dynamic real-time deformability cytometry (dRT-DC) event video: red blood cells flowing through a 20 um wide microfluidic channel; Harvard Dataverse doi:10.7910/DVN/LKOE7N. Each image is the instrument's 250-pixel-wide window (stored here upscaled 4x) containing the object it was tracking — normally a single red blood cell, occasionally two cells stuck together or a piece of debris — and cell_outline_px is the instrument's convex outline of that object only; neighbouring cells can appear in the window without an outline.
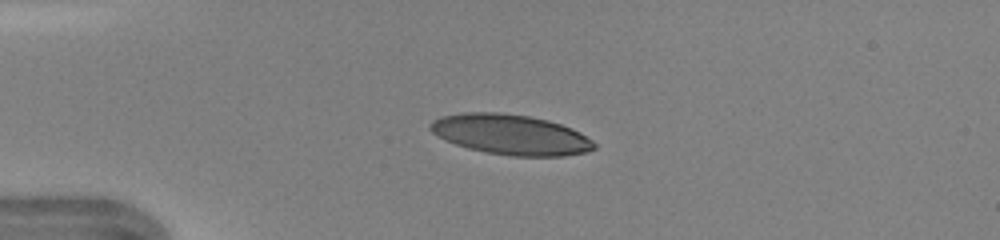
{"species": "human", "species_latin": "Homo sapiens", "temperature_condition": "warm", "stored_images_in_passage": 36, "camera_frame_rate_fps": 3000, "um_per_image_px": 0.085, "donor": {"sex": "female"}, "frame": {"image": 1, "passage_image": 1, "time_ms": 0.0, "image_size_px": [1000, 240], "cell_outline_px": [[596, 148], [588, 152], [564, 156], [512, 156], [484, 152], [468, 148], [444, 140], [432, 132], [428, 128], [428, 124], [432, 120], [440, 116], [464, 112], [500, 112], [528, 116], [548, 120], [572, 128], [580, 132], [592, 140], [596, 144]], "centroid_in_image_um": [43.39, 11.44], "position_along_channel_um": 41.6, "area_um2": 38.73}}
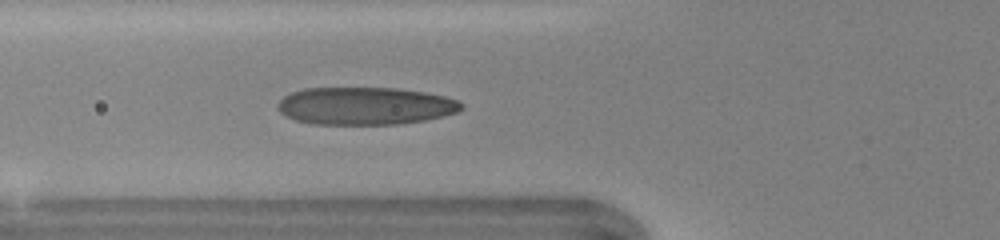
{"frame": {"image": 2, "passage_image": 7, "time_ms": 2.0, "image_size_px": [1000, 240], "cell_outline_px": [[464, 108], [456, 112], [424, 120], [400, 124], [312, 124], [296, 120], [280, 112], [276, 104], [284, 96], [292, 92], [304, 88], [396, 88], [424, 92], [444, 96], [456, 100], [464, 104]], "centroid_in_image_um": [31.02, 9.0], "position_along_channel_um": 94.8, "area_um2": 40.11}}
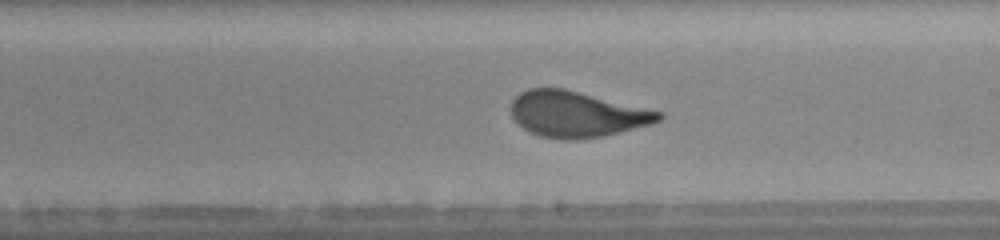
{"frame": {"image": 3, "passage_image": 17, "time_ms": 5.333, "image_size_px": [1000, 240], "cell_outline_px": [[664, 116], [660, 120], [652, 124], [604, 136], [576, 140], [560, 140], [540, 136], [528, 132], [512, 116], [512, 100], [520, 92], [528, 88], [564, 88], [664, 112]], "centroid_in_image_um": [49.04, 9.71], "position_along_channel_um": 240.0, "area_um2": 39.65}, "authors_computed_cell_mechanics": {"area_um2": 39.593, "velocity_mm_per_s": 4.3358, "shape_relaxation_time_tau1_ms": 3.7895, "shape_relaxation_time_tau2_ms": 0.6403, "deformation_change_tau1": 0.197, "deformation_change_tau2": 0.0861}}